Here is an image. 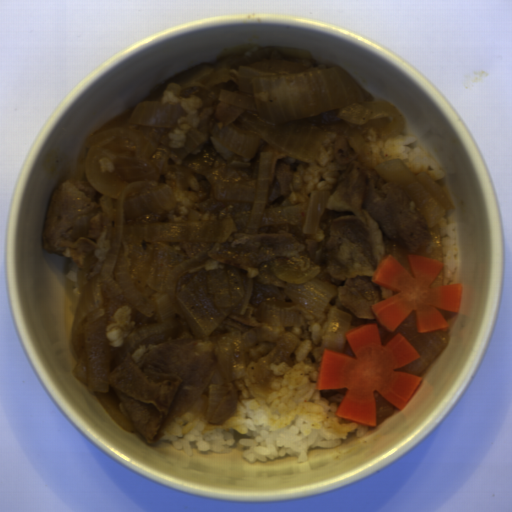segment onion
Here are the masks:
<instances>
[{
    "label": "onion",
    "instance_id": "06740285",
    "mask_svg": "<svg viewBox=\"0 0 512 512\" xmlns=\"http://www.w3.org/2000/svg\"><path fill=\"white\" fill-rule=\"evenodd\" d=\"M187 111L169 102L148 101L116 115L80 147L75 177L85 179L102 194L99 203L105 223L108 250L103 268L82 287L72 323V346L80 355L78 331L104 314L108 299L122 294L138 311L155 322L143 327L115 349L114 367L148 338L166 332L174 318L183 320L192 337H205L234 315H245L253 283L233 269L198 272L177 290V280L210 259L199 254L178 263L169 273L164 294L152 300L131 279L130 247L146 243H218L230 233L229 219H197L151 225H126L144 214L169 212L178 199L168 183L160 182L153 156L163 153L172 160L184 159L206 135L189 129L177 147L156 143L138 133L140 128L175 129ZM112 161L114 171L101 172L99 160Z\"/></svg>",
    "mask_w": 512,
    "mask_h": 512
},
{
    "label": "onion",
    "instance_id": "6bf65262",
    "mask_svg": "<svg viewBox=\"0 0 512 512\" xmlns=\"http://www.w3.org/2000/svg\"><path fill=\"white\" fill-rule=\"evenodd\" d=\"M168 89L178 98L201 95L202 111L215 101L228 106L211 133L229 151L254 157L262 140L293 163L312 162L324 134L377 132L388 141L405 123L399 109L302 47L230 46L171 78Z\"/></svg>",
    "mask_w": 512,
    "mask_h": 512
},
{
    "label": "onion",
    "instance_id": "55239325",
    "mask_svg": "<svg viewBox=\"0 0 512 512\" xmlns=\"http://www.w3.org/2000/svg\"><path fill=\"white\" fill-rule=\"evenodd\" d=\"M272 155L262 152L255 185L238 182H217L216 199L250 204L248 212L239 213L235 221L245 234L258 233L266 226H300L304 234H316L319 221L329 201L330 192L312 191L306 207L265 209L269 193Z\"/></svg>",
    "mask_w": 512,
    "mask_h": 512
},
{
    "label": "onion",
    "instance_id": "23ac38db",
    "mask_svg": "<svg viewBox=\"0 0 512 512\" xmlns=\"http://www.w3.org/2000/svg\"><path fill=\"white\" fill-rule=\"evenodd\" d=\"M390 185L411 201L427 224L430 239L425 243V257L436 259L443 268L429 287H443L445 269L441 245V221L446 211L455 207L439 183L423 171L414 174L401 160L381 162L374 167Z\"/></svg>",
    "mask_w": 512,
    "mask_h": 512
},
{
    "label": "onion",
    "instance_id": "2ce2d468",
    "mask_svg": "<svg viewBox=\"0 0 512 512\" xmlns=\"http://www.w3.org/2000/svg\"><path fill=\"white\" fill-rule=\"evenodd\" d=\"M336 290L322 279H315L284 290L286 299L293 301L290 308H279L273 303H263L257 316L261 321L280 326H296L300 315L319 316L332 300Z\"/></svg>",
    "mask_w": 512,
    "mask_h": 512
},
{
    "label": "onion",
    "instance_id": "275d332c",
    "mask_svg": "<svg viewBox=\"0 0 512 512\" xmlns=\"http://www.w3.org/2000/svg\"><path fill=\"white\" fill-rule=\"evenodd\" d=\"M204 392L209 397L206 418L218 426L232 415L238 391L231 382L222 378L217 368L207 381Z\"/></svg>",
    "mask_w": 512,
    "mask_h": 512
},
{
    "label": "onion",
    "instance_id": "25a0d678",
    "mask_svg": "<svg viewBox=\"0 0 512 512\" xmlns=\"http://www.w3.org/2000/svg\"><path fill=\"white\" fill-rule=\"evenodd\" d=\"M449 343V333L446 331L427 332L412 346L419 357L394 371L408 372L418 376L443 352Z\"/></svg>",
    "mask_w": 512,
    "mask_h": 512
},
{
    "label": "onion",
    "instance_id": "bf0cefb9",
    "mask_svg": "<svg viewBox=\"0 0 512 512\" xmlns=\"http://www.w3.org/2000/svg\"><path fill=\"white\" fill-rule=\"evenodd\" d=\"M354 316L339 310L335 312L325 334L321 349H330L339 353L344 352L347 342L346 333L350 331Z\"/></svg>",
    "mask_w": 512,
    "mask_h": 512
}]
</instances>
